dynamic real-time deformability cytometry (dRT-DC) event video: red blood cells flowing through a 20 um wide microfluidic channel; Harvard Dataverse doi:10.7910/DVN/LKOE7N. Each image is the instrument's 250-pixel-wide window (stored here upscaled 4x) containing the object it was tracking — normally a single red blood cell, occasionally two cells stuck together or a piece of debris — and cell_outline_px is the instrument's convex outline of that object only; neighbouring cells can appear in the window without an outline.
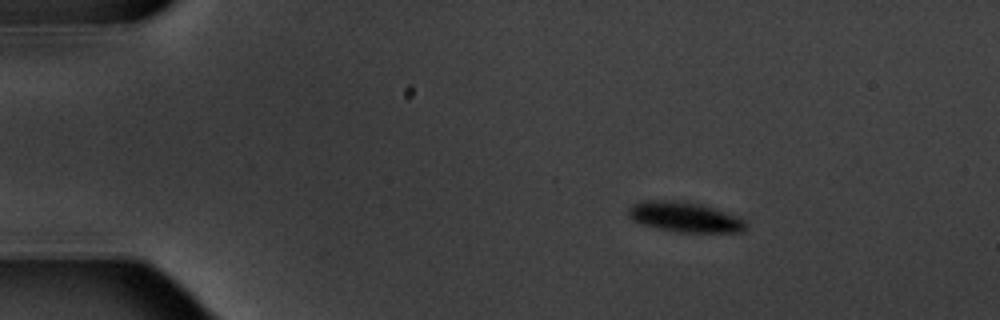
{"species": "common noctule bat (a hibernating species)", "species_latin": "Nyctalus noctula", "temperature_condition": "warm", "stored_images_in_passage": 8, "camera_frame_rate_fps": 3000, "um_per_image_px": 0.085, "animal": {"sex": "male", "body_mass_g": 20.1, "forearm_length_mm": 53.5}, "frame": {"image": 1, "passage_image": 2, "time_ms": 1.333, "image_size_px": [1000, 320], "cell_outline_px": [[748, 224], [744, 232], [676, 232], [656, 228], [640, 224], [632, 220], [628, 216], [628, 208], [632, 204], [640, 200], [676, 200], [700, 204], [740, 216]], "centroid_in_image_um": [58.19, 18.45], "position_along_channel_um": 26.8, "area_um2": 20.98}}
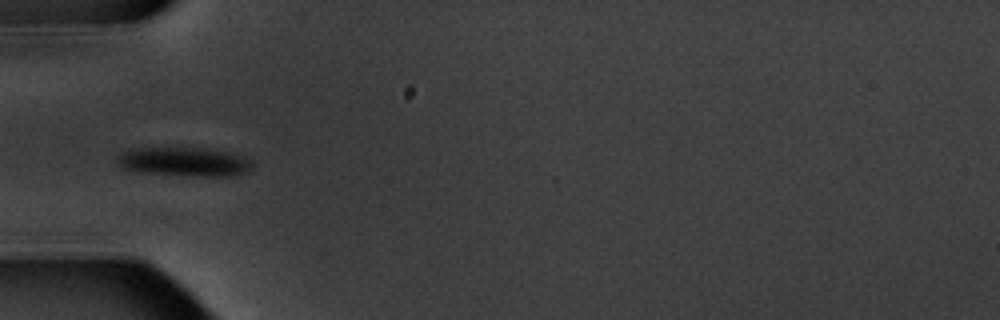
{"frame": {"image": 2, "passage_image": 5, "time_ms": 4.667, "image_size_px": [1000, 320], "cell_outline_px": [[252, 164], [244, 172], [232, 176], [196, 176], [140, 172], [120, 168], [116, 160], [116, 156], [132, 148], [208, 148], [236, 152], [252, 160]], "centroid_in_image_um": [15.66, 13.73], "position_along_channel_um": 69.3, "area_um2": 23.06}}